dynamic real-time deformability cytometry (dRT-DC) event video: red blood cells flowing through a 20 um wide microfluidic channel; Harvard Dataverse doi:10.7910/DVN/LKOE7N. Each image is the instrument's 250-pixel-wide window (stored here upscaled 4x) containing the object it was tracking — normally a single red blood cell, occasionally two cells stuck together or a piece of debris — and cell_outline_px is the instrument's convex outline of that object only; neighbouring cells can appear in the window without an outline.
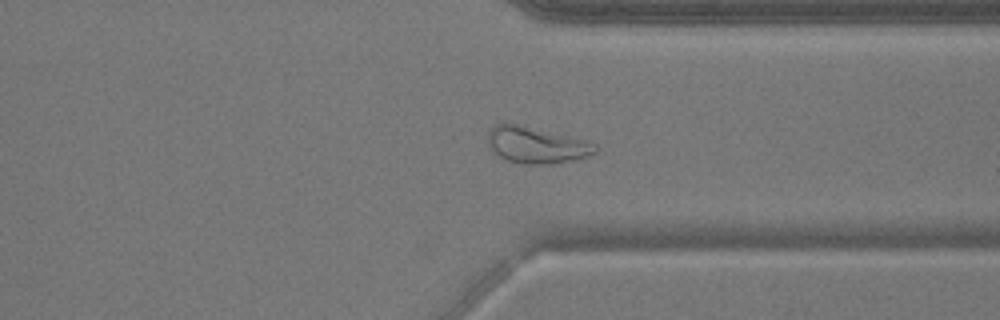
{"species": "common noctule bat (a hibernating species)", "species_latin": "Nyctalus noctula", "temperature_condition": "warm", "stored_images_in_passage": 44, "camera_frame_rate_fps": 3000, "um_per_image_px": 0.085, "animal": {"sex": "male", "body_mass_g": 17.9}, "frame": {"image": 1, "passage_image": 32, "time_ms": 10.333, "image_size_px": [1000, 320], "cell_outline_px": [[600, 148], [596, 152], [588, 156], [576, 160], [552, 164], [524, 164], [508, 160], [500, 156], [488, 144], [488, 132], [496, 124], [516, 124], [584, 140], [596, 144]], "centroid_in_image_um": [45.64, 12.35], "position_along_channel_um": 365.8, "area_um2": 22.37}}